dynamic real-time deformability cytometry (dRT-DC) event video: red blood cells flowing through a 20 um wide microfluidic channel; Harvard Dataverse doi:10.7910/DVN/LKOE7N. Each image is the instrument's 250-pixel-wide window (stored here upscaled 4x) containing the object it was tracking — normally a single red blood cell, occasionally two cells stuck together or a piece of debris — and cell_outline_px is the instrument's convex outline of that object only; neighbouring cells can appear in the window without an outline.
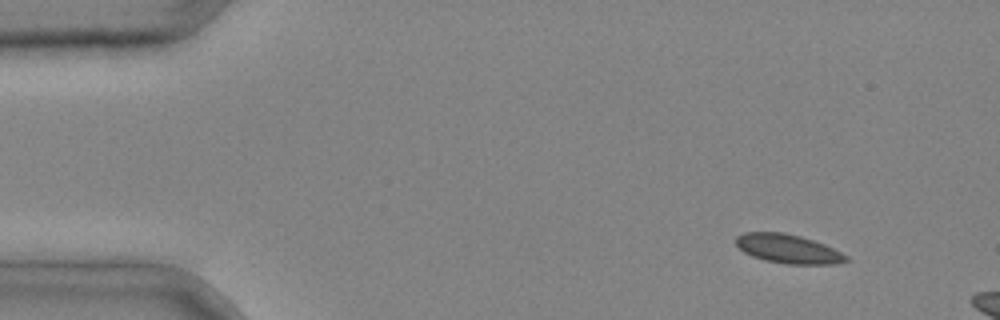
{"species": "common noctule bat (a hibernating species)", "species_latin": "Nyctalus noctula", "temperature_condition": "cold", "stored_images_in_passage": 3, "camera_frame_rate_fps": 3000, "um_per_image_px": 0.085, "animal": {"sex": "male", "body_mass_g": 20.4}, "frame": {"image": 1, "passage_image": 1, "time_ms": 0.0, "image_size_px": [1000, 320], "cell_outline_px": [[848, 260], [836, 264], [788, 264], [764, 260], [752, 256], [744, 252], [736, 244], [736, 236], [744, 232], [784, 232], [800, 236], [824, 244], [848, 256]], "centroid_in_image_um": [66.97, 21.15], "position_along_channel_um": 18.0, "area_um2": 18.5}}
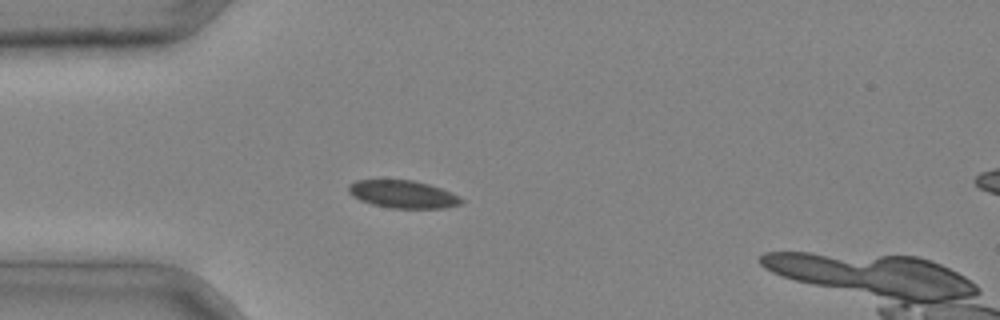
{"frame": {"image": 2, "passage_image": 3, "time_ms": 0.667, "image_size_px": [1000, 320], "cell_outline_px": [[464, 200], [460, 204], [444, 208], [392, 208], [372, 204], [360, 200], [352, 196], [348, 192], [348, 184], [356, 180], [412, 180], [428, 184], [452, 192], [460, 196]], "centroid_in_image_um": [34.24, 16.51], "position_along_channel_um": 50.8, "area_um2": 18.21}}